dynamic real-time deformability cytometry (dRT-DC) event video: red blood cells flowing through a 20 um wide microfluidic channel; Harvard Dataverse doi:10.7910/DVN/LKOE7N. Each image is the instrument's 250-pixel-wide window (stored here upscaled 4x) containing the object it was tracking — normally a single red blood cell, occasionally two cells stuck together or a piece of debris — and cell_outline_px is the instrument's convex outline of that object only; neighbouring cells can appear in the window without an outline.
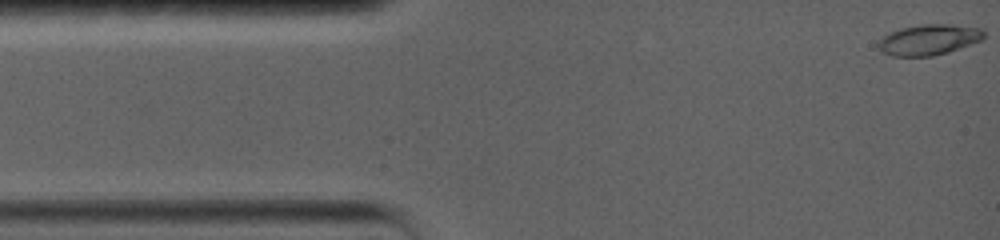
{"species": "common noctule bat (a hibernating species)", "species_latin": "Nyctalus noctula", "temperature_condition": "warm", "stored_images_in_passage": 85, "camera_frame_rate_fps": 5000, "um_per_image_px": 0.085, "animal": {"sex": "female", "body_mass_g": 19.0, "forearm_length_mm": 56.7}, "frame": {"image": 1, "passage_image": 1, "time_ms": 0.0, "image_size_px": [1000, 240], "cell_outline_px": [[984, 36], [980, 40], [948, 52], [932, 56], [892, 56], [880, 52], [876, 40], [888, 32], [900, 28], [920, 24], [952, 24], [980, 28], [984, 32]], "centroid_in_image_um": [78.86, 3.37], "position_along_channel_um": 6.1, "area_um2": 19.02}}
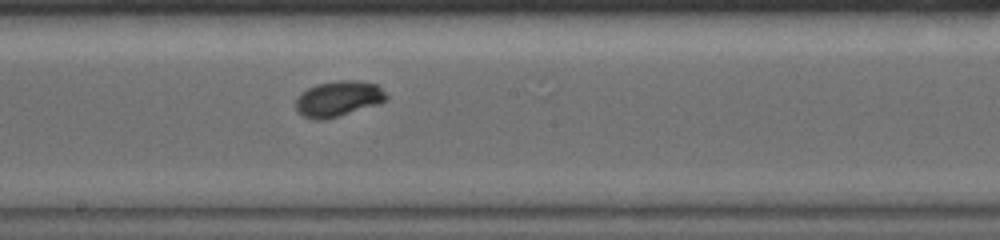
{"frame": {"image": 2, "passage_image": 45, "time_ms": 8.2, "image_size_px": [1000, 240], "cell_outline_px": [[388, 100], [380, 104], [324, 120], [316, 120], [304, 116], [296, 108], [296, 100], [300, 92], [316, 84], [336, 80], [356, 80], [376, 84], [388, 96]], "centroid_in_image_um": [28.77, 8.38], "position_along_channel_um": 219.4, "area_um2": 18.84}}
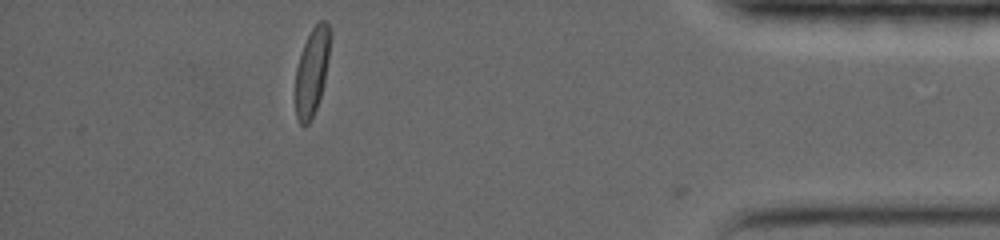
{"frame": {"image": 3, "passage_image": 80, "time_ms": 14.8, "image_size_px": [1000, 240], "cell_outline_px": [[332, 32], [324, 80], [320, 96], [316, 108], [308, 124], [304, 128], [300, 124], [296, 116], [296, 68], [304, 44], [312, 28], [320, 20], [324, 20], [328, 24]], "centroid_in_image_um": [26.52, 6.06], "position_along_channel_um": 408.7, "area_um2": 17.46}, "authors_computed_cell_mechanics": {"area_um2": 18.3804, "velocity_mm_per_s": 3.6026, "shape_relaxation_time_tau1_ms": 4.8344, "shape_relaxation_time_tau2_ms": null, "deformation_change_tau1": 0.2625, "deformation_change_tau2": null}}